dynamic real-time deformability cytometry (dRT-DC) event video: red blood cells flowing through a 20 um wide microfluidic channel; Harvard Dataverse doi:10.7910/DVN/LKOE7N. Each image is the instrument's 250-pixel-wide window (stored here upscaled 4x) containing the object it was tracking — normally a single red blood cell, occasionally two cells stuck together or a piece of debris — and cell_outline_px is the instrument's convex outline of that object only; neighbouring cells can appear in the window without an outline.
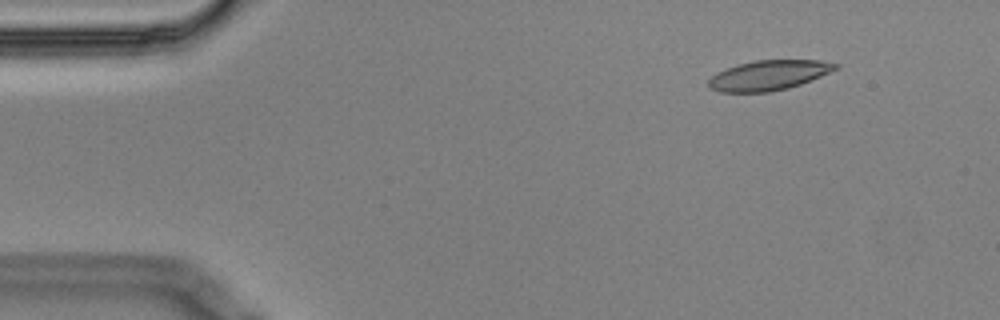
{"species": "Egyptian fruit bat (a non-hibernating species)", "species_latin": "Rousettus aegyptiacus", "temperature_condition": "cold", "stored_images_in_passage": 5, "camera_frame_rate_fps": 3000, "um_per_image_px": 0.085, "animal": {"sex": "male"}, "frame": {"image": 1, "passage_image": 2, "time_ms": 0.333, "image_size_px": [1000, 320], "cell_outline_px": [[840, 68], [800, 84], [788, 88], [768, 92], [720, 92], [708, 88], [708, 80], [716, 72], [736, 64], [752, 60], [820, 60], [840, 64]], "centroid_in_image_um": [65.31, 6.39], "position_along_channel_um": 19.7, "area_um2": 22.31}}
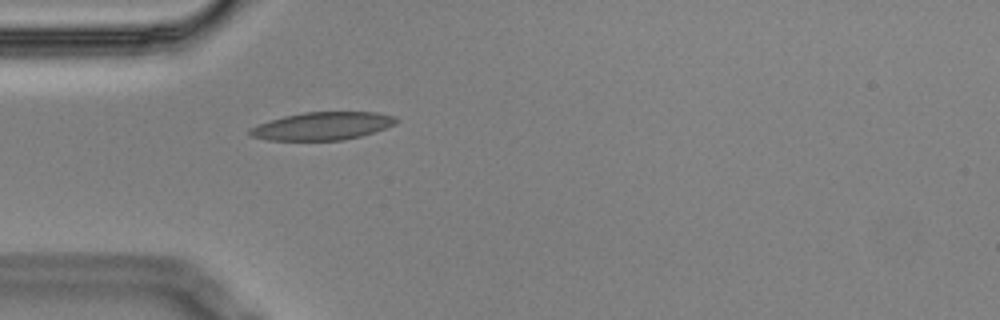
{"frame": {"image": 2, "passage_image": 5, "time_ms": 1.333, "image_size_px": [1000, 320], "cell_outline_px": [[400, 120], [396, 124], [360, 136], [344, 140], [268, 140], [252, 136], [248, 132], [248, 128], [256, 124], [284, 116], [304, 112], [376, 112], [396, 116]], "centroid_in_image_um": [27.4, 10.7], "position_along_channel_um": 57.6, "area_um2": 23.81}}